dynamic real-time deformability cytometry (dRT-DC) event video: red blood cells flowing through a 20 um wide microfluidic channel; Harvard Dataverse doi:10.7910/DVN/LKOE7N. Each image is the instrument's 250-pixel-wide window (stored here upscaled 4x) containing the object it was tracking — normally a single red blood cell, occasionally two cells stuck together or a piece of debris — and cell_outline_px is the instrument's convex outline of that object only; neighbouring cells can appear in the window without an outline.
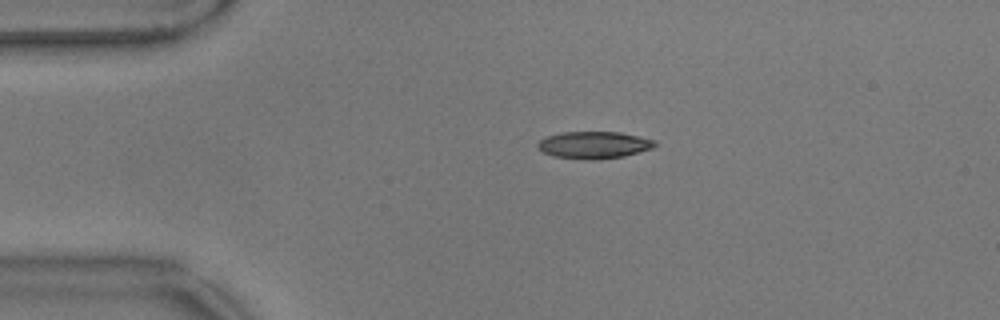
{"species": "common noctule bat (a hibernating species)", "species_latin": "Nyctalus noctula", "temperature_condition": "warm", "stored_images_in_passage": 16, "camera_frame_rate_fps": 3000, "um_per_image_px": 0.085, "animal": {"sex": "male", "body_mass_g": 17.9}, "frame": {"image": 1, "passage_image": 11, "time_ms": 3.333, "image_size_px": [1000, 320], "cell_outline_px": [[656, 144], [652, 148], [624, 156], [600, 160], [588, 160], [552, 156], [544, 152], [536, 144], [540, 140], [548, 136], [560, 132], [620, 132], [656, 140]], "centroid_in_image_um": [50.49, 12.33], "position_along_channel_um": 34.5, "area_um2": 18.5}}